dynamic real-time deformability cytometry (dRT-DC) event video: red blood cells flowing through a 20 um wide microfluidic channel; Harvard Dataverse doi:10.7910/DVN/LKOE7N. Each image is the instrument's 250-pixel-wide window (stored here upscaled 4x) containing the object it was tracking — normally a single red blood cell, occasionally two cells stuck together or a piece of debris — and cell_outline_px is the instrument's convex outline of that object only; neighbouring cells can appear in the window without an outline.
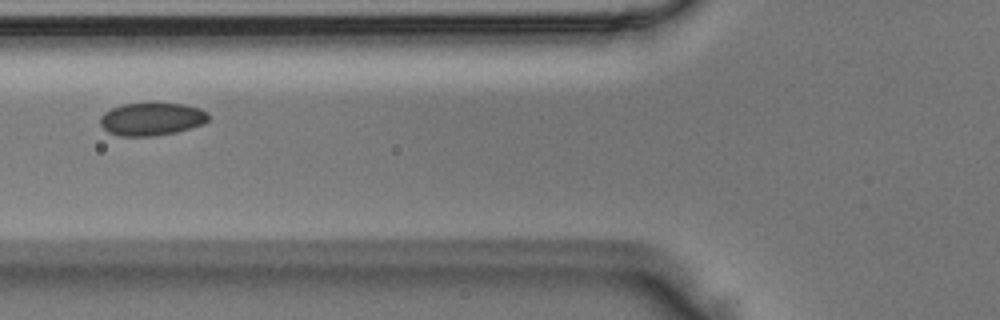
{"species": "Egyptian fruit bat (a non-hibernating species)", "species_latin": "Rousettus aegyptiacus", "temperature_condition": "room temperature", "stored_images_in_passage": 5, "camera_frame_rate_fps": 3000, "um_per_image_px": 0.085, "animal": {"sex": "male"}, "frame": {"image": 1, "passage_image": 4, "time_ms": 1.0, "image_size_px": [1000, 320], "cell_outline_px": [[212, 116], [204, 124], [176, 132], [156, 136], [120, 136], [108, 132], [100, 124], [100, 116], [104, 112], [120, 104], [184, 104], [200, 108], [208, 112]], "centroid_in_image_um": [12.92, 10.13], "position_along_channel_um": 112.9, "area_um2": 20.81}}